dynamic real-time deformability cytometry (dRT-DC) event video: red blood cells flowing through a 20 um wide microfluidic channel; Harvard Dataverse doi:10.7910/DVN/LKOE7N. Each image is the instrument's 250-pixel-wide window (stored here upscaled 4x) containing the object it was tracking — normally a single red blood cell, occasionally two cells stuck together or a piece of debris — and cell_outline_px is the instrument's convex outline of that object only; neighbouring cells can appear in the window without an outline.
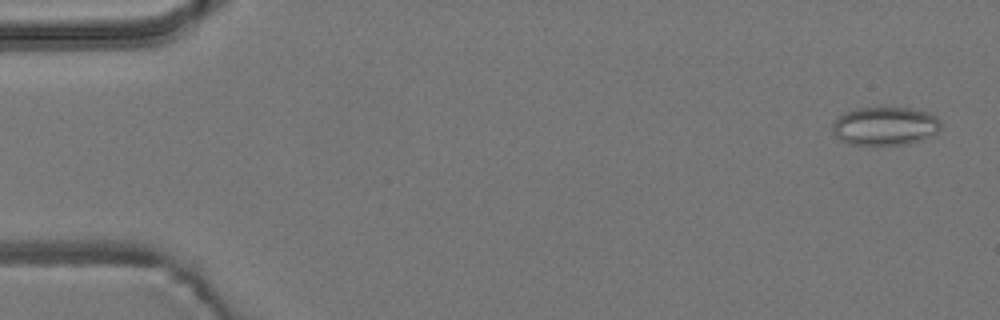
{"species": "common noctule bat (a hibernating species)", "species_latin": "Nyctalus noctula", "temperature_condition": "room temperature", "stored_images_in_passage": 3, "camera_frame_rate_fps": 3000, "um_per_image_px": 0.085, "animal": {"sex": "male", "body_mass_g": 19.2, "forearm_length_mm": 51.8}, "frame": {"image": 1, "passage_image": 1, "time_ms": 0.0, "image_size_px": [1000, 320], "cell_outline_px": [[940, 132], [924, 140], [908, 144], [868, 148], [848, 144], [840, 140], [832, 132], [832, 124], [844, 112], [856, 108], [912, 108], [928, 112], [936, 116], [940, 120]], "centroid_in_image_um": [75.23, 10.77], "position_along_channel_um": 9.8, "area_um2": 25.32}}
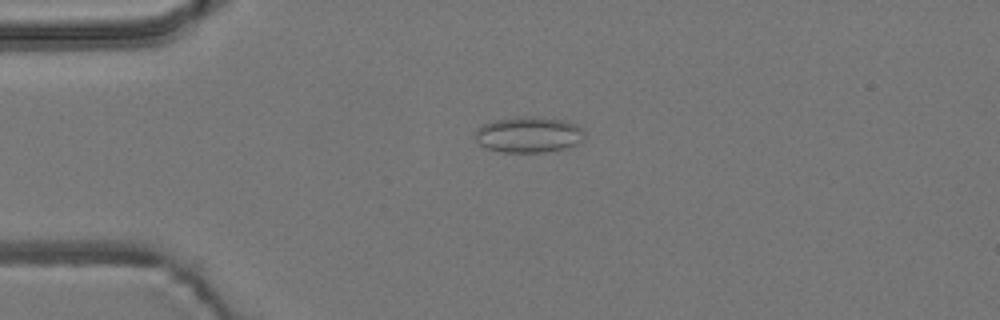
{"frame": {"image": 2, "passage_image": 3, "time_ms": 0.667, "image_size_px": [1000, 320], "cell_outline_px": [[584, 140], [580, 144], [564, 148], [544, 152], [504, 152], [488, 148], [480, 144], [476, 140], [476, 128], [484, 124], [496, 120], [516, 116], [528, 116], [564, 120], [576, 124], [584, 132]], "centroid_in_image_um": [44.97, 11.44], "position_along_channel_um": 40.0, "area_um2": 22.83}}